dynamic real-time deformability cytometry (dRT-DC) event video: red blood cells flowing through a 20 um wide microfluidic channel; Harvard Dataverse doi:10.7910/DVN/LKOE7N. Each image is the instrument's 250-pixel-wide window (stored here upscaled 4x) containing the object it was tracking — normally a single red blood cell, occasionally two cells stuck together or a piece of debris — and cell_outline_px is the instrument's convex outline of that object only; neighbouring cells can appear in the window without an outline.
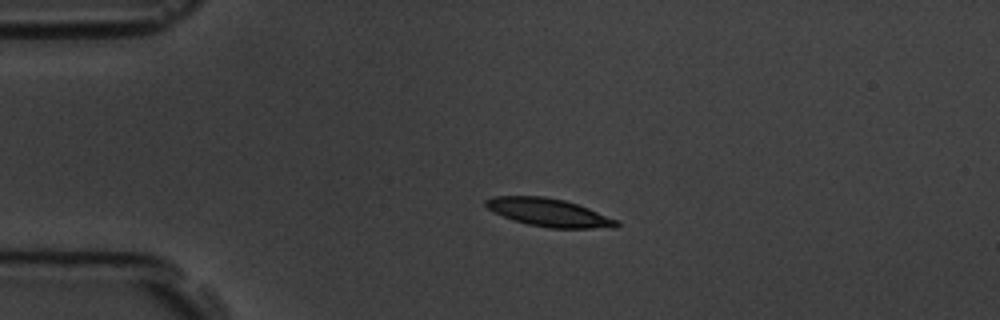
{"species": "common noctule bat (a hibernating species)", "species_latin": "Nyctalus noctula", "temperature_condition": "room temperature", "stored_images_in_passage": 4, "camera_frame_rate_fps": 3000, "um_per_image_px": 0.085, "animal": {"sex": "male", "body_mass_g": 19.5, "forearm_length_mm": 54.6}, "frame": {"image": 1, "passage_image": 3, "time_ms": 2.333, "image_size_px": [1000, 320], "cell_outline_px": [[620, 224], [616, 228], [548, 228], [528, 224], [512, 220], [488, 208], [484, 204], [484, 200], [492, 196], [544, 196], [564, 200], [588, 208], [616, 220]], "centroid_in_image_um": [46.63, 18.06], "position_along_channel_um": 38.4, "area_um2": 21.15}}